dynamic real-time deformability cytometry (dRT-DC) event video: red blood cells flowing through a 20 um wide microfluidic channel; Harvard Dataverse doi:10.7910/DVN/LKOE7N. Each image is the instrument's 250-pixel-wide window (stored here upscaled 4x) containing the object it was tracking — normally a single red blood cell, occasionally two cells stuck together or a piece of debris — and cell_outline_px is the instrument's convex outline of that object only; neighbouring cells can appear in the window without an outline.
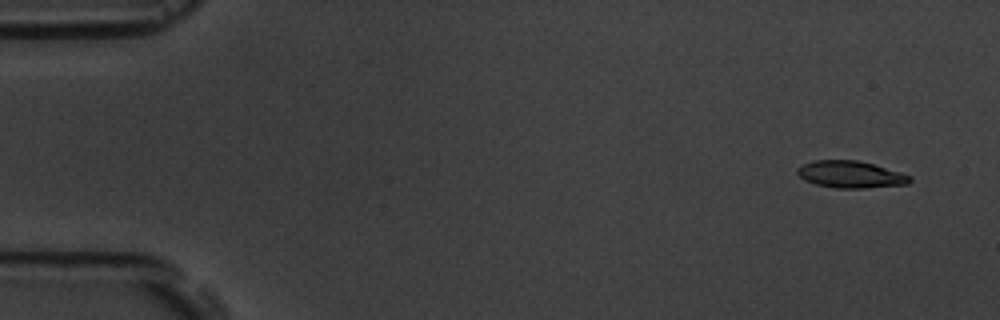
{"species": "common noctule bat (a hibernating species)", "species_latin": "Nyctalus noctula", "temperature_condition": "room temperature", "stored_images_in_passage": 6, "segment_of_instrument_passage": [1, 2], "camera_frame_rate_fps": 3000, "um_per_image_px": 0.085, "animal": {"sex": "male", "body_mass_g": 19.5, "forearm_length_mm": 54.6}, "frame": {"image": 1, "passage_image": 1, "time_ms": 0.0, "image_size_px": [1000, 320], "cell_outline_px": [[912, 180], [908, 184], [868, 188], [836, 188], [816, 184], [804, 180], [796, 172], [796, 168], [804, 164], [816, 160], [856, 160], [872, 164], [900, 172], [912, 176]], "centroid_in_image_um": [72.31, 14.83], "position_along_channel_um": 12.7, "area_um2": 17.63}}
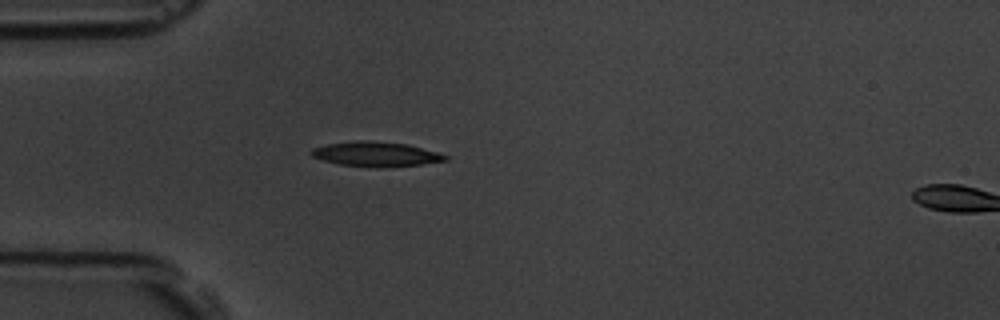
{"frame": {"image": 2, "passage_image": 5, "time_ms": 4.333, "image_size_px": [1000, 320], "cell_outline_px": [[448, 160], [420, 164], [376, 168], [340, 164], [324, 160], [312, 156], [308, 152], [312, 148], [328, 144], [356, 140], [368, 140], [408, 144], [436, 152], [448, 156]], "centroid_in_image_um": [31.92, 13.09], "position_along_channel_um": 53.1, "area_um2": 19.19}}